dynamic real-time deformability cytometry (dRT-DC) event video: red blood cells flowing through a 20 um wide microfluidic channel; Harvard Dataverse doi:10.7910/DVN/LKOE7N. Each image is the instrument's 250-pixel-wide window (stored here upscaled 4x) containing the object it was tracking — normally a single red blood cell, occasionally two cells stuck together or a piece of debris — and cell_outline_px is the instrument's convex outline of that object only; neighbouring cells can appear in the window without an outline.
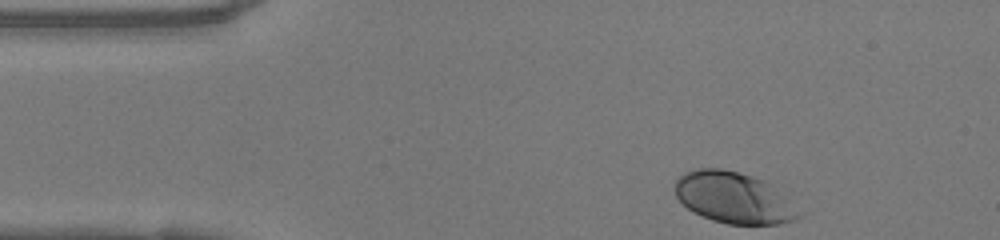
{"species": "human", "species_latin": "Homo sapiens", "temperature_condition": "warm", "stored_images_in_passage": 33, "camera_frame_rate_fps": 3000, "um_per_image_px": 0.085, "donor": {"sex": "female"}, "frame": {"image": 1, "passage_image": 1, "time_ms": 0.0, "image_size_px": [1000, 240], "cell_outline_px": [[808, 212], [804, 216], [796, 220], [780, 224], [728, 224], [712, 220], [692, 212], [676, 196], [672, 188], [676, 180], [684, 172], [696, 168], [720, 168], [740, 172], [764, 180]], "centroid_in_image_um": [62.44, 16.82], "position_along_channel_um": 22.6, "area_um2": 37.86}}
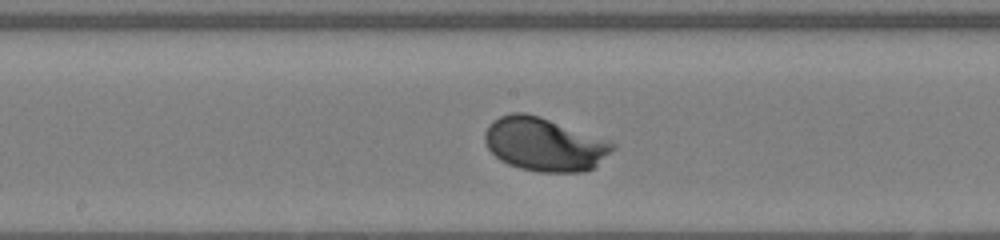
{"frame": {"image": 2, "passage_image": 19, "time_ms": 6.0, "image_size_px": [1000, 240], "cell_outline_px": [[616, 148], [592, 168], [584, 172], [540, 172], [520, 168], [508, 164], [500, 160], [488, 148], [484, 140], [484, 132], [488, 124], [492, 120], [500, 116], [512, 112], [524, 112], [540, 116], [608, 140], [616, 144]], "centroid_in_image_um": [46.25, 12.26], "position_along_channel_um": 202.0, "area_um2": 39.82}}
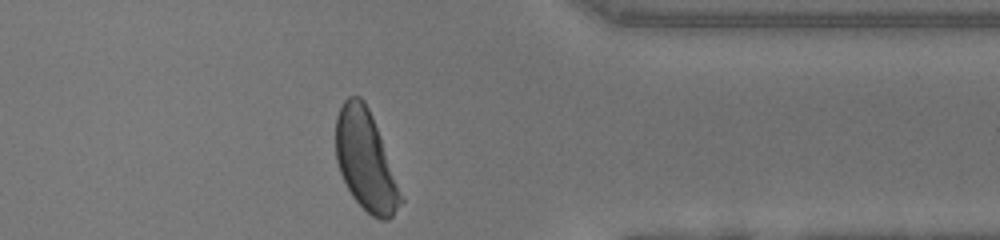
{"frame": {"image": 3, "passage_image": 33, "time_ms": 10.667, "image_size_px": [1000, 240], "cell_outline_px": [[404, 200], [392, 216], [388, 220], [380, 220], [372, 216], [352, 196], [340, 172], [336, 160], [336, 116], [344, 100], [348, 96], [360, 96], [364, 100], [372, 116], [380, 136]], "centroid_in_image_um": [31.07, 13.64], "position_along_channel_um": 380.3, "area_um2": 37.28}, "authors_computed_cell_mechanics": {"area_um2": 37.859, "velocity_mm_per_s": 4.1152, "shape_relaxation_time_tau1_ms": 1.4496, "shape_relaxation_time_tau2_ms": null, "deformation_change_tau1": 0.1317, "deformation_change_tau2": null}}